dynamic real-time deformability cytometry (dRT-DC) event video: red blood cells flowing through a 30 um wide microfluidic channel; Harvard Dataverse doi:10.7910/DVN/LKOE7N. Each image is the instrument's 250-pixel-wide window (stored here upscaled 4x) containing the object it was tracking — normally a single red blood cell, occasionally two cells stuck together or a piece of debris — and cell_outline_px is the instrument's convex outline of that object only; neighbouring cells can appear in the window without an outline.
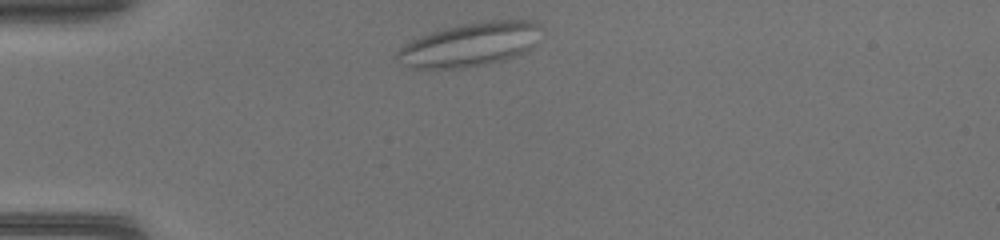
{"species": "common noctule bat (a hibernating species)", "species_latin": "Nyctalus noctula", "temperature_condition": "warm", "stored_images_in_passage": 36, "camera_frame_rate_fps": 3000, "um_per_image_px": 0.085, "animal": {"sex": "female", "body_mass_g": 17.0, "forearm_length_mm": 48.0}, "frame": {"image": 1, "passage_image": 1, "time_ms": 0.0, "image_size_px": [1000, 240], "cell_outline_px": [[536, 24], [528, 48], [524, 52], [500, 60], [484, 64], [464, 68], [412, 68], [396, 60], [396, 52], [400, 48], [412, 40], [420, 36], [432, 32], [460, 24], [488, 20], [532, 20]], "centroid_in_image_um": [39.78, 3.79], "position_along_channel_um": 45.2, "area_um2": 35.37}}
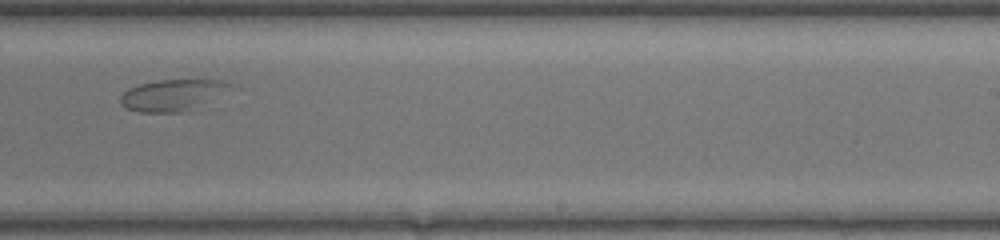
{"frame": {"image": 2, "passage_image": 19, "time_ms": 6.0, "image_size_px": [1000, 240], "cell_outline_px": [[240, 88], [184, 112], [140, 112], [124, 108], [120, 104], [120, 96], [128, 88], [140, 84], [156, 80], [220, 80], [232, 84]], "centroid_in_image_um": [14.74, 8.07], "position_along_channel_um": 274.3, "area_um2": 20.52}}
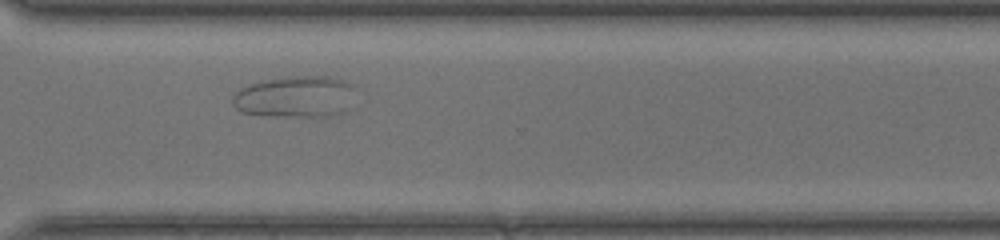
{"frame": {"image": 3, "passage_image": 24, "time_ms": 7.667, "image_size_px": [1000, 240], "cell_outline_px": [[352, 88], [344, 112], [328, 116], [292, 116], [240, 112], [232, 104], [232, 96], [240, 88], [248, 84], [264, 80], [288, 76], [324, 76], [344, 80], [352, 84]], "centroid_in_image_um": [25.02, 8.2], "position_along_channel_um": 345.6, "area_um2": 29.13}}